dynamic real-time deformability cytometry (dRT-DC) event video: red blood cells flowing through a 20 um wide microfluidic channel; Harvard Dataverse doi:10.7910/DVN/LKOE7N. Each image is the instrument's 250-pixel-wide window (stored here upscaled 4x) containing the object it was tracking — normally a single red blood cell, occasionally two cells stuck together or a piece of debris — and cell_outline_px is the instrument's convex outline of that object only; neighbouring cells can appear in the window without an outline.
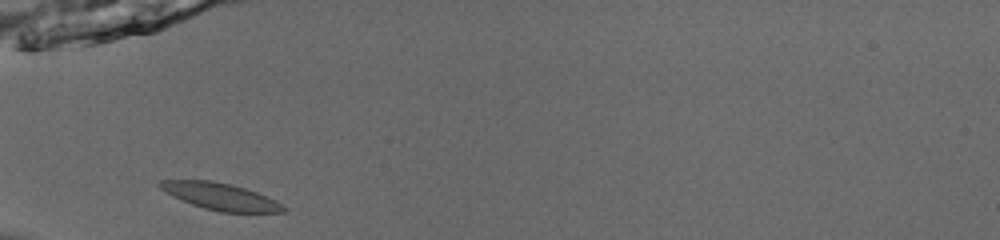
{"species": "common noctule bat (a hibernating species)", "species_latin": "Nyctalus noctula", "temperature_condition": "room temperature", "stored_images_in_passage": 35, "camera_frame_rate_fps": 3000, "um_per_image_px": 0.085, "animal": {"sex": "male", "body_mass_g": 13.0, "forearm_length_mm": 53.1}, "frame": {"image": 1, "passage_image": 1, "time_ms": 0.0, "image_size_px": [1000, 240], "cell_outline_px": [[288, 208], [284, 212], [220, 212], [204, 208], [192, 204], [172, 196], [164, 192], [156, 184], [160, 180], [212, 180], [244, 188], [256, 192], [276, 200]], "centroid_in_image_um": [18.72, 16.7], "position_along_channel_um": 66.3, "area_um2": 19.31}}
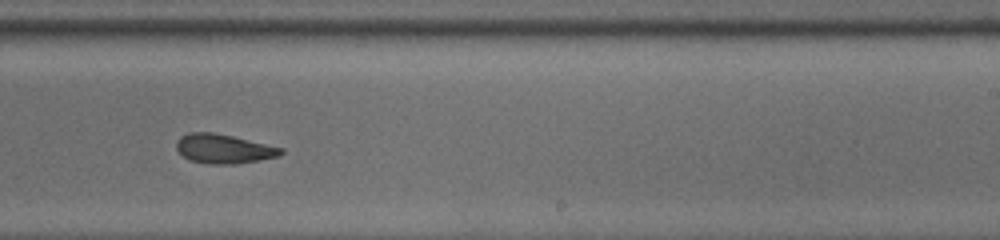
{"frame": {"image": 2, "passage_image": 17, "time_ms": 5.333, "image_size_px": [1000, 240], "cell_outline_px": [[284, 152], [280, 156], [232, 164], [208, 164], [188, 160], [176, 148], [176, 140], [180, 136], [188, 132], [212, 132], [232, 136], [284, 148]], "centroid_in_image_um": [18.99, 12.64], "position_along_channel_um": 270.0, "area_um2": 17.8}}
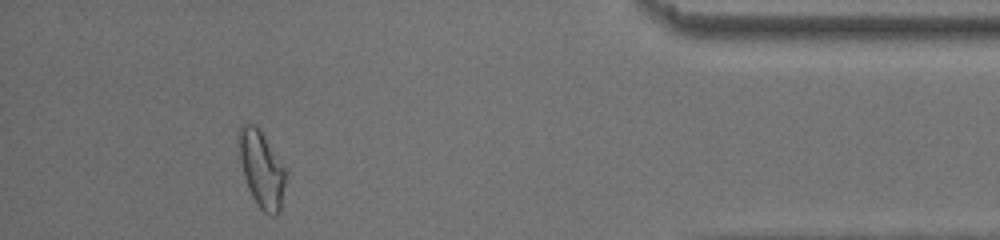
{"frame": {"image": 3, "passage_image": 31, "time_ms": 10.0, "image_size_px": [1000, 240], "cell_outline_px": [[288, 172], [280, 208], [276, 216], [272, 216], [264, 212], [256, 204], [248, 188], [244, 176], [240, 160], [236, 136], [240, 124], [252, 124], [264, 136]], "centroid_in_image_um": [22.22, 14.38], "position_along_channel_um": 413.0, "area_um2": 20.98}, "authors_computed_cell_mechanics": {"area_um2": 18.4382, "velocity_mm_per_s": 3.8817, "shape_relaxation_time_tau1_ms": 5.8663, "shape_relaxation_time_tau2_ms": 3.5134, "deformation_change_tau1": 0.1446, "deformation_change_tau2": 0.1057}}